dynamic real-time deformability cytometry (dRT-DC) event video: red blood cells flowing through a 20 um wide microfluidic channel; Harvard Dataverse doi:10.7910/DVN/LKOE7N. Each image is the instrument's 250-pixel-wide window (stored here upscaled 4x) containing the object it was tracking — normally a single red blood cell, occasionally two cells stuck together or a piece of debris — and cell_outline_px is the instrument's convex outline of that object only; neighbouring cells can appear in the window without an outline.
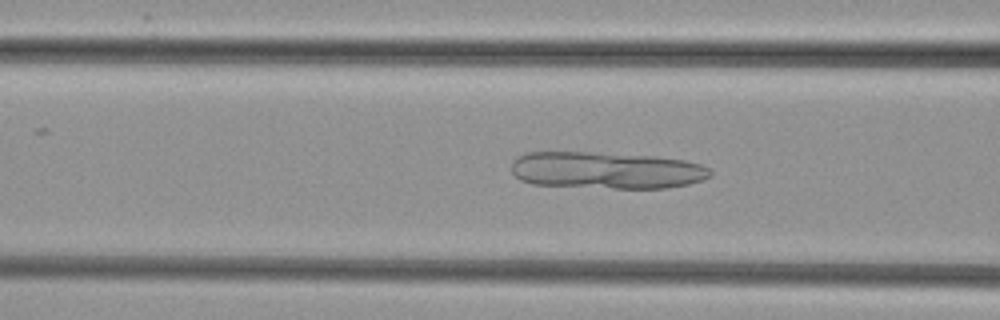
{"species": "common noctule bat (a hibernating species)", "species_latin": "Nyctalus noctula", "temperature_condition": "cold", "stored_images_in_passage": 36, "camera_frame_rate_fps": 3000, "um_per_image_px": 0.085, "animal": {"sex": "female", "body_mass_g": 29.2, "forearm_length_mm": 56.3}, "frame": {"image": 1, "passage_image": 5, "time_ms": 1.333, "image_size_px": [1000, 320], "cell_outline_px": [[712, 176], [704, 180], [688, 184], [668, 188], [612, 188], [532, 184], [520, 180], [512, 172], [512, 160], [516, 156], [524, 152], [588, 152], [656, 156], [684, 160], [700, 164], [712, 168]], "centroid_in_image_um": [51.56, 14.47], "position_along_channel_um": 115.0, "area_um2": 43.23}}
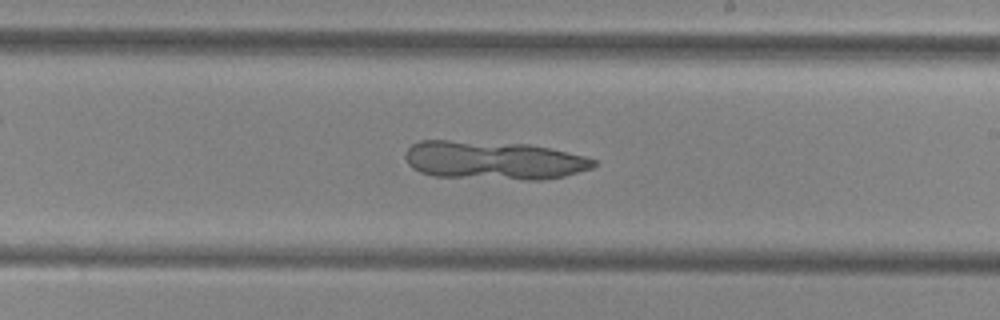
{"frame": {"image": 2, "passage_image": 15, "time_ms": 4.667, "image_size_px": [1000, 320], "cell_outline_px": [[600, 164], [592, 168], [564, 176], [544, 180], [524, 180], [432, 176], [420, 172], [412, 168], [408, 164], [404, 156], [408, 148], [412, 144], [420, 140], [448, 140], [528, 144], [548, 148], [584, 156], [596, 160]], "centroid_in_image_um": [41.95, 13.63], "position_along_channel_um": 247.1, "area_um2": 42.54}}
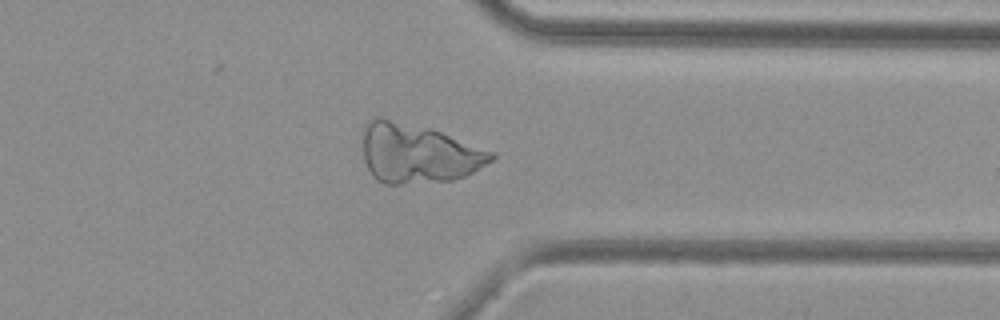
{"frame": {"image": 3, "passage_image": 25, "time_ms": 8.0, "image_size_px": [1000, 320], "cell_outline_px": [[496, 156], [492, 160], [472, 172], [464, 176], [452, 180], [400, 184], [384, 184], [376, 180], [372, 176], [364, 160], [364, 128], [368, 120], [376, 116], [380, 116], [428, 128], [440, 132], [492, 152]], "centroid_in_image_um": [35.48, 13.04], "position_along_channel_um": 375.9, "area_um2": 43.93}}